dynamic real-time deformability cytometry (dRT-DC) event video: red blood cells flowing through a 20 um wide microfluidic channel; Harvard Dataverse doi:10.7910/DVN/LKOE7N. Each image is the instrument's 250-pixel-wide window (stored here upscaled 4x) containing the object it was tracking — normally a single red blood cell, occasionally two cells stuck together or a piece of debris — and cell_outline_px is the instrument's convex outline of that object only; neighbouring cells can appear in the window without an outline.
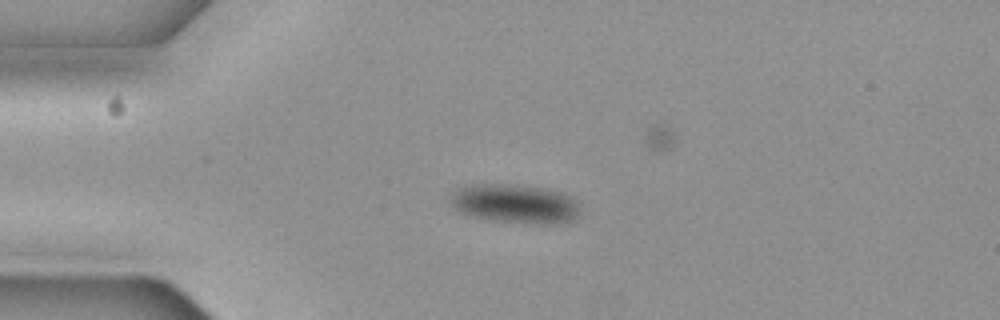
{"species": "common noctule bat (a hibernating species)", "species_latin": "Nyctalus noctula", "temperature_condition": "cold", "stored_images_in_passage": 18, "camera_frame_rate_fps": 3000, "um_per_image_px": 0.085, "animal": {"sex": "female", "body_mass_g": 19.3, "forearm_length_mm": 54.1}, "frame": {"image": 1, "passage_image": 1, "time_ms": 0.0, "image_size_px": [1000, 320], "cell_outline_px": [[580, 216], [568, 220], [540, 224], [496, 220], [476, 216], [460, 212], [452, 204], [452, 192], [456, 188], [472, 184], [504, 184], [540, 188], [564, 192], [572, 196], [576, 200]], "centroid_in_image_um": [43.79, 17.29], "position_along_channel_um": 41.2, "area_um2": 28.84}}
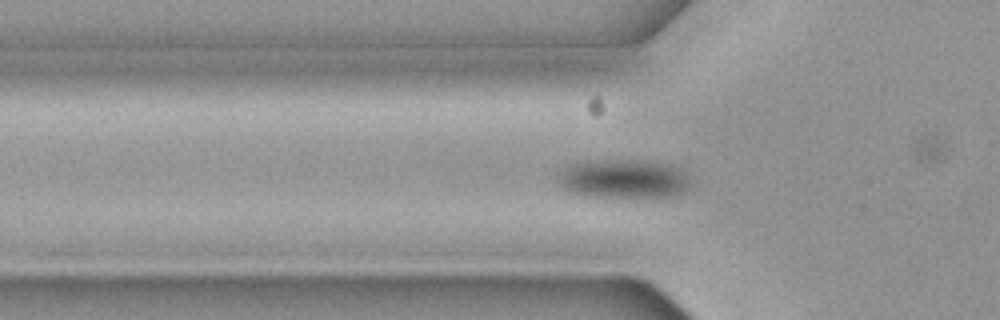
{"frame": {"image": 2, "passage_image": 6, "time_ms": 1.667, "image_size_px": [1000, 320], "cell_outline_px": [[692, 184], [684, 192], [672, 196], [600, 196], [572, 192], [564, 188], [560, 184], [556, 176], [568, 164], [580, 160], [644, 160], [672, 164], [684, 168], [688, 172]], "centroid_in_image_um": [53.08, 15.15], "position_along_channel_um": 72.7, "area_um2": 30.46}}
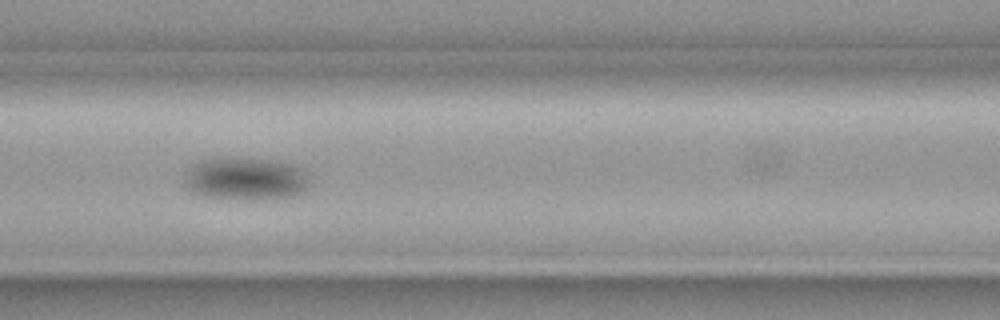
{"frame": {"image": 3, "passage_image": 12, "time_ms": 3.667, "image_size_px": [1000, 320], "cell_outline_px": [[308, 184], [300, 192], [288, 196], [208, 196], [192, 192], [184, 180], [184, 176], [192, 164], [212, 156], [224, 156], [268, 160], [292, 164], [300, 168], [308, 176]], "centroid_in_image_um": [20.8, 15.09], "position_along_channel_um": 145.8, "area_um2": 29.82}}